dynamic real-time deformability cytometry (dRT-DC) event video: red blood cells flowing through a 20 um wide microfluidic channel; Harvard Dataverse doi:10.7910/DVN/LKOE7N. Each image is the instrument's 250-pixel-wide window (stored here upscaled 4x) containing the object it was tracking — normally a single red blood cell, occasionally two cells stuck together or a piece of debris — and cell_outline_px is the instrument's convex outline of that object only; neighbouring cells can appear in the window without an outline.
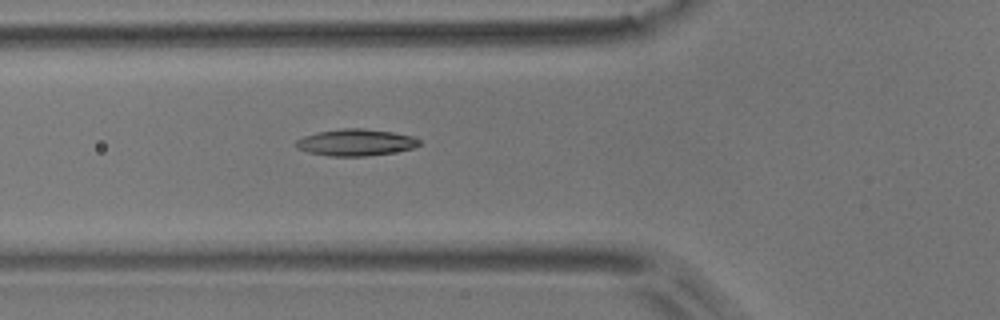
{"species": "common noctule bat (a hibernating species)", "species_latin": "Nyctalus noctula", "temperature_condition": "room temperature", "stored_images_in_passage": 6, "camera_frame_rate_fps": 3000, "um_per_image_px": 0.085, "animal": {"sex": "male", "body_mass_g": 17.9}, "frame": {"image": 1, "passage_image": 6, "time_ms": 1.667, "image_size_px": [1000, 320], "cell_outline_px": [[420, 144], [412, 148], [392, 152], [368, 156], [328, 156], [308, 152], [296, 148], [296, 140], [304, 136], [320, 132], [340, 128], [364, 128], [392, 132], [412, 136], [420, 140]], "centroid_in_image_um": [30.22, 12.1], "position_along_channel_um": 95.6, "area_um2": 19.07}}